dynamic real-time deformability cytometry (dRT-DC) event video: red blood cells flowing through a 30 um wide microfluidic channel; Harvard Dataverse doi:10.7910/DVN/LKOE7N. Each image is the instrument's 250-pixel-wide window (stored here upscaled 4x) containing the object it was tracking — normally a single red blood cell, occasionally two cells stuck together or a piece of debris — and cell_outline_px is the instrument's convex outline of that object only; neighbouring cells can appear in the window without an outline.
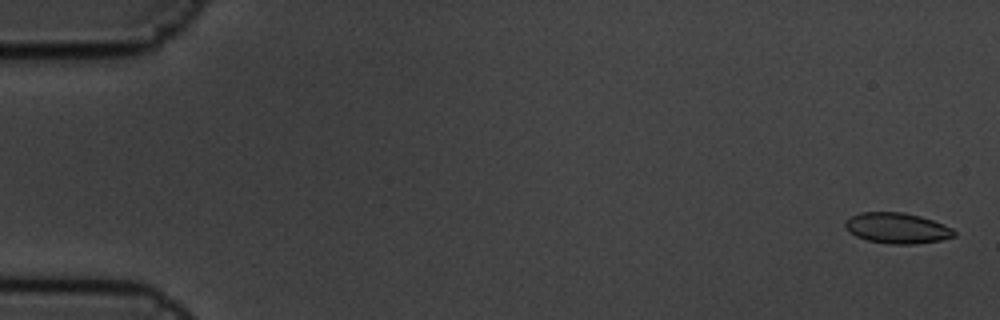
{"species": "common noctule bat (a hibernating species)", "species_latin": "Nyctalus noctula", "temperature_condition": "cold", "stored_images_in_passage": 5, "camera_frame_rate_fps": 3000, "um_per_image_px": 0.085, "animal": {"sex": "male", "body_mass_g": 19.5, "forearm_length_mm": 54.6}, "frame": {"image": 1, "passage_image": 1, "time_ms": 0.0, "image_size_px": [1000, 320], "cell_outline_px": [[956, 236], [940, 240], [916, 244], [888, 244], [868, 240], [856, 236], [844, 228], [844, 224], [852, 216], [860, 212], [904, 212], [920, 216], [944, 224], [952, 228], [956, 232]], "centroid_in_image_um": [76.27, 19.39], "position_along_channel_um": 8.7, "area_um2": 19.48}}
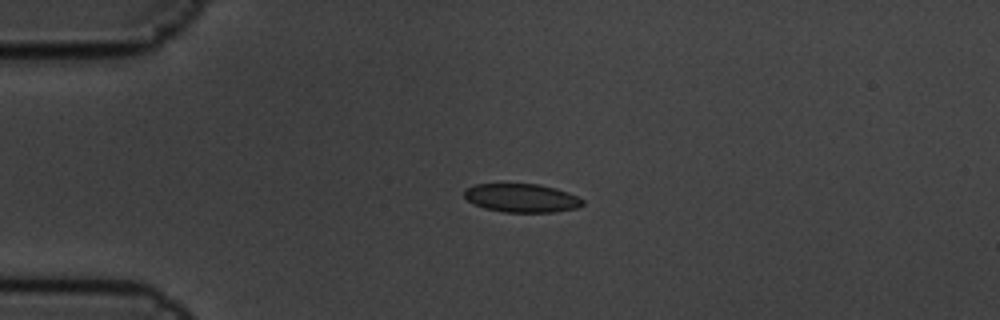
{"frame": {"image": 2, "passage_image": 4, "time_ms": 1.0, "image_size_px": [1000, 320], "cell_outline_px": [[584, 204], [576, 208], [552, 212], [504, 212], [484, 208], [468, 200], [464, 196], [464, 188], [476, 184], [540, 184], [556, 188], [568, 192], [584, 200]], "centroid_in_image_um": [44.34, 16.82], "position_along_channel_um": 40.7, "area_um2": 19.65}}